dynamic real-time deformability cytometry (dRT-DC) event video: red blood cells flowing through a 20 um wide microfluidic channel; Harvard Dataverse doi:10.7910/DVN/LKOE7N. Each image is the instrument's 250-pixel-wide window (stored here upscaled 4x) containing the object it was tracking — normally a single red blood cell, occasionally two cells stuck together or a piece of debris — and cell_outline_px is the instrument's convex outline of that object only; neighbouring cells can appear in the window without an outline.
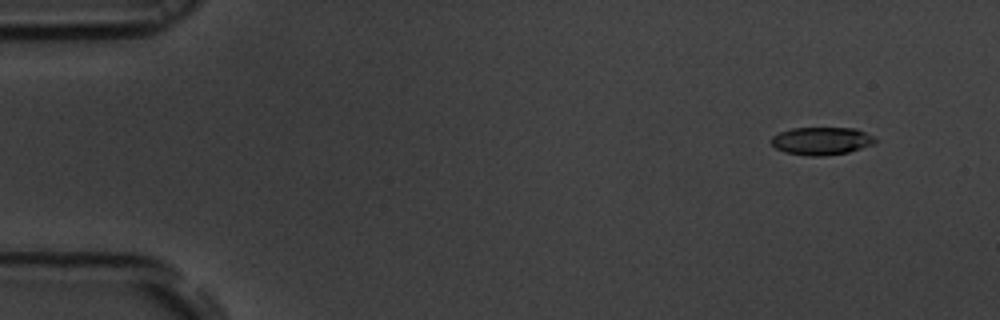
{"species": "common noctule bat (a hibernating species)", "species_latin": "Nyctalus noctula", "temperature_condition": "room temperature", "stored_images_in_passage": 52, "camera_frame_rate_fps": 3000, "um_per_image_px": 0.085, "animal": {"sex": "male", "body_mass_g": 19.5, "forearm_length_mm": 54.6}, "frame": {"image": 1, "passage_image": 2, "time_ms": 0.333, "image_size_px": [1000, 320], "cell_outline_px": [[876, 144], [848, 152], [824, 156], [808, 156], [784, 152], [776, 148], [772, 144], [772, 136], [780, 132], [792, 128], [856, 128], [872, 136], [876, 140]], "centroid_in_image_um": [69.84, 11.98], "position_along_channel_um": 15.2, "area_um2": 16.82}}
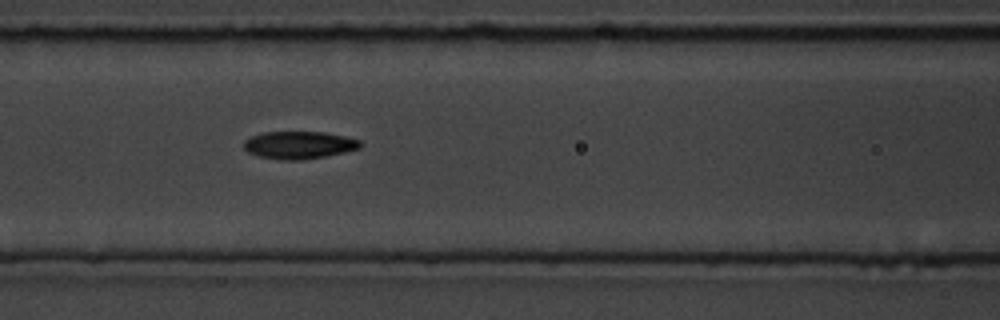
{"frame": {"image": 2, "passage_image": 21, "time_ms": 6.667, "image_size_px": [1000, 320], "cell_outline_px": [[360, 148], [344, 152], [324, 156], [300, 160], [284, 160], [256, 156], [248, 152], [244, 148], [244, 140], [252, 136], [264, 132], [324, 132], [344, 136], [360, 140]], "centroid_in_image_um": [25.39, 12.33], "position_along_channel_um": 141.2, "area_um2": 18.55}}
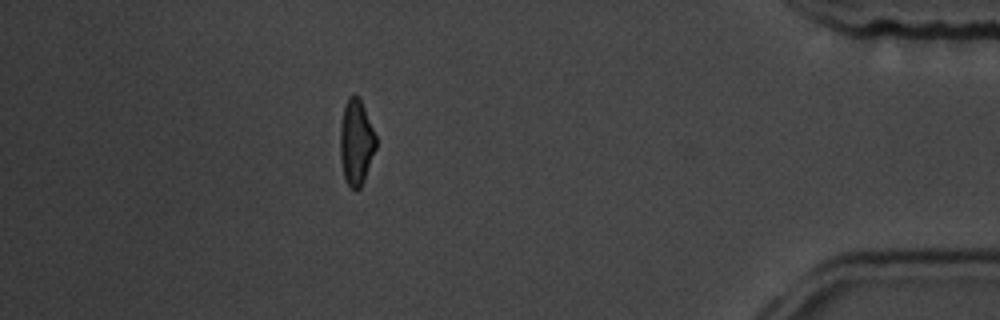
{"frame": {"image": 3, "passage_image": 46, "time_ms": 15.0, "image_size_px": [1000, 320], "cell_outline_px": [[376, 148], [364, 180], [360, 188], [356, 192], [348, 184], [344, 176], [340, 156], [340, 124], [344, 108], [348, 96], [352, 92], [360, 96], [376, 136]], "centroid_in_image_um": [30.27, 12.04], "position_along_channel_um": 404.9, "area_um2": 18.03}, "authors_computed_cell_mechanics": {"area_um2": 18.207, "velocity_mm_per_s": 3.7334, "shape_relaxation_time_tau1_ms": 3.2816, "shape_relaxation_time_tau2_ms": 4.5723, "deformation_change_tau1": 0.1474, "deformation_change_tau2": 0.1186}}